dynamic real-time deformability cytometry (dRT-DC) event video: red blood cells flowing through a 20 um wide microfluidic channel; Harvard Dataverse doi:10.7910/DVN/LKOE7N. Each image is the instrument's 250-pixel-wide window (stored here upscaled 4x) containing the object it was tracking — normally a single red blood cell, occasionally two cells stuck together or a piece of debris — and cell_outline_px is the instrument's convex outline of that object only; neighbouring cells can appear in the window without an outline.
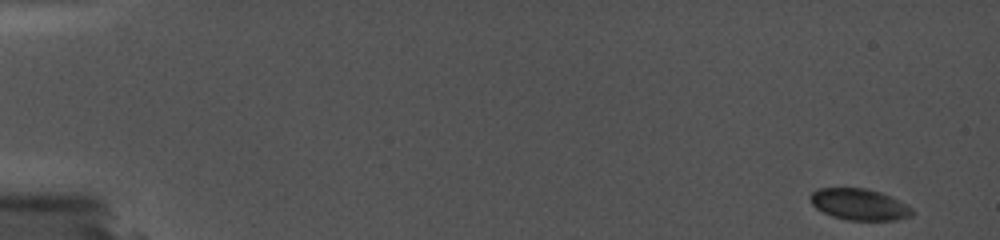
{"species": "common noctule bat (a hibernating species)", "species_latin": "Nyctalus noctula", "temperature_condition": "cold", "stored_images_in_passage": 18, "camera_frame_rate_fps": 5000, "um_per_image_px": 0.085, "animal": {"sex": "female", "body_mass_g": 19.0, "forearm_length_mm": 56.7}, "frame": {"image": 1, "passage_image": 1, "time_ms": 0.0, "image_size_px": [1000, 240], "cell_outline_px": [[916, 212], [912, 216], [896, 220], [848, 220], [832, 216], [816, 208], [812, 204], [808, 196], [812, 192], [820, 188], [864, 188], [880, 192], [912, 208]], "centroid_in_image_um": [73.02, 17.38], "position_along_channel_um": 12.0, "area_um2": 18.5}}